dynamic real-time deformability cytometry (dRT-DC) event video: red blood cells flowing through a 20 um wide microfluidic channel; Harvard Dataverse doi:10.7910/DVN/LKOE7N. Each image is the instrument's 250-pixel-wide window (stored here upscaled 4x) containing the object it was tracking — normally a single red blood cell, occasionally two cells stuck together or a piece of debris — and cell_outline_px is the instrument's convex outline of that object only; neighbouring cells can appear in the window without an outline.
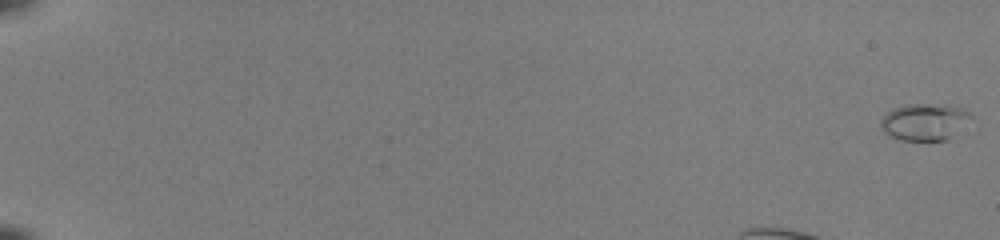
{"species": "common noctule bat (a hibernating species)", "species_latin": "Nyctalus noctula", "temperature_condition": "room temperature", "stored_images_in_passage": 18, "camera_frame_rate_fps": 3000, "um_per_image_px": 0.085, "animal": {"sex": "female", "body_mass_g": 22.0, "forearm_length_mm": 56.7}, "frame": {"image": 1, "passage_image": 1, "time_ms": 0.0, "image_size_px": [1000, 240], "cell_outline_px": [[972, 116], [948, 140], [900, 140], [884, 132], [880, 124], [880, 120], [888, 112], [896, 108], [912, 104], [920, 104], [964, 108]], "centroid_in_image_um": [78.55, 10.38], "position_along_channel_um": 6.4, "area_um2": 18.67}}
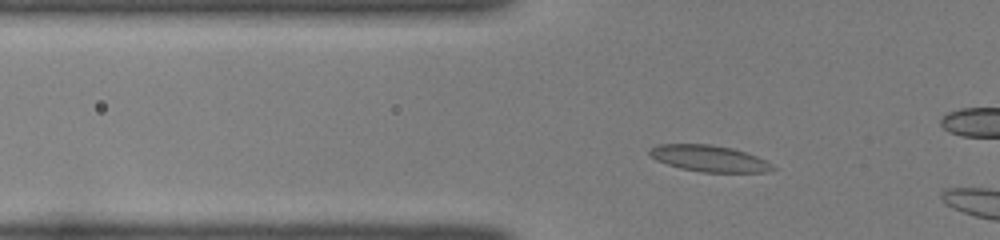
{"frame": {"image": 2, "passage_image": 16, "time_ms": 5.0, "image_size_px": [1000, 240], "cell_outline_px": [[776, 168], [768, 172], [700, 172], [680, 168], [656, 160], [648, 152], [656, 144], [708, 144], [732, 148], [756, 156], [772, 164]], "centroid_in_image_um": [60.27, 13.47], "position_along_channel_um": 65.5, "area_um2": 18.73}}